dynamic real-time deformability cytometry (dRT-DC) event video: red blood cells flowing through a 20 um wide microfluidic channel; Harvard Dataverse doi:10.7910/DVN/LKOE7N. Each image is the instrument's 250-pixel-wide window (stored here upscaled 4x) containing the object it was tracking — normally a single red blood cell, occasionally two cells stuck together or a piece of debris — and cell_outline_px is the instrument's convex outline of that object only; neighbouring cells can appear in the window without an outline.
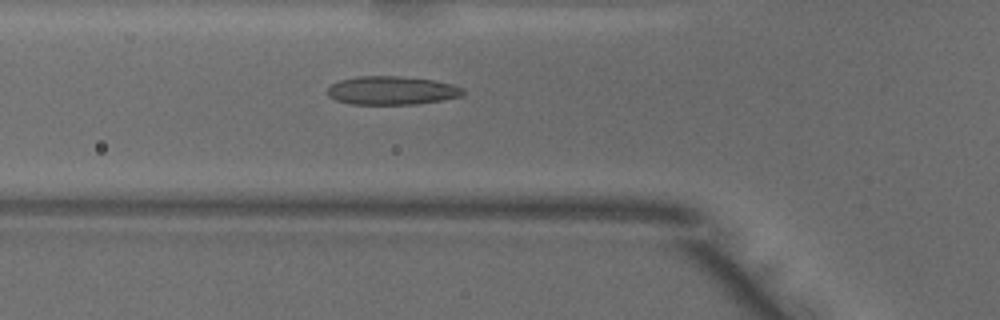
{"species": "common noctule bat (a hibernating species)", "species_latin": "Nyctalus noctula", "temperature_condition": "warm", "stored_images_in_passage": 46, "camera_frame_rate_fps": 3000, "um_per_image_px": 0.085, "animal": {"sex": "male", "body_mass_g": 18.8}, "frame": {"image": 1, "passage_image": 16, "time_ms": 5.0, "image_size_px": [1000, 320], "cell_outline_px": [[464, 96], [444, 100], [416, 104], [348, 104], [336, 100], [328, 96], [328, 88], [332, 84], [340, 80], [356, 76], [400, 76], [432, 80], [452, 84], [464, 88]], "centroid_in_image_um": [33.32, 7.69], "position_along_channel_um": 92.5, "area_um2": 22.66}}
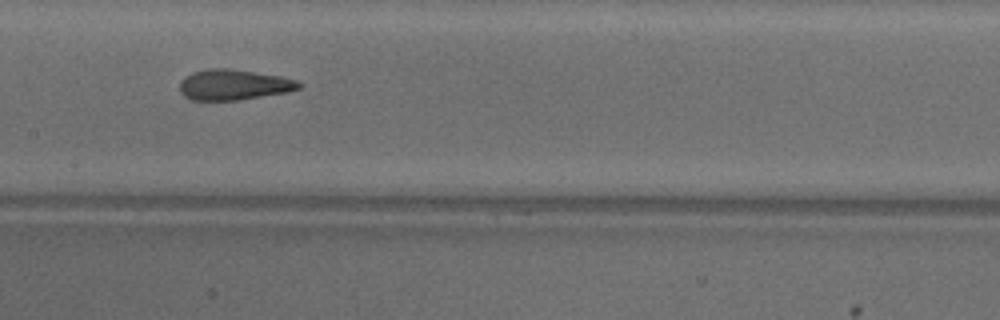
{"frame": {"image": 2, "passage_image": 23, "time_ms": 7.333, "image_size_px": [1000, 320], "cell_outline_px": [[304, 84], [300, 88], [288, 92], [236, 100], [192, 100], [184, 96], [180, 92], [180, 84], [192, 72], [204, 68], [228, 68], [280, 76], [296, 80]], "centroid_in_image_um": [19.88, 7.2], "position_along_channel_um": 187.5, "area_um2": 21.1}}
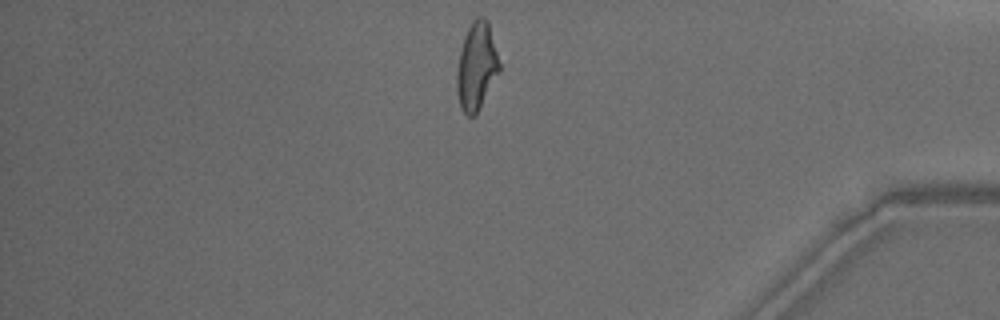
{"frame": {"image": 3, "passage_image": 41, "time_ms": 13.333, "image_size_px": [1000, 320], "cell_outline_px": [[500, 72], [476, 116], [468, 116], [460, 108], [456, 92], [456, 72], [460, 52], [464, 36], [472, 20], [476, 16], [484, 16], [488, 20], [500, 64]], "centroid_in_image_um": [40.5, 5.65], "position_along_channel_um": 394.7, "area_um2": 22.08}}